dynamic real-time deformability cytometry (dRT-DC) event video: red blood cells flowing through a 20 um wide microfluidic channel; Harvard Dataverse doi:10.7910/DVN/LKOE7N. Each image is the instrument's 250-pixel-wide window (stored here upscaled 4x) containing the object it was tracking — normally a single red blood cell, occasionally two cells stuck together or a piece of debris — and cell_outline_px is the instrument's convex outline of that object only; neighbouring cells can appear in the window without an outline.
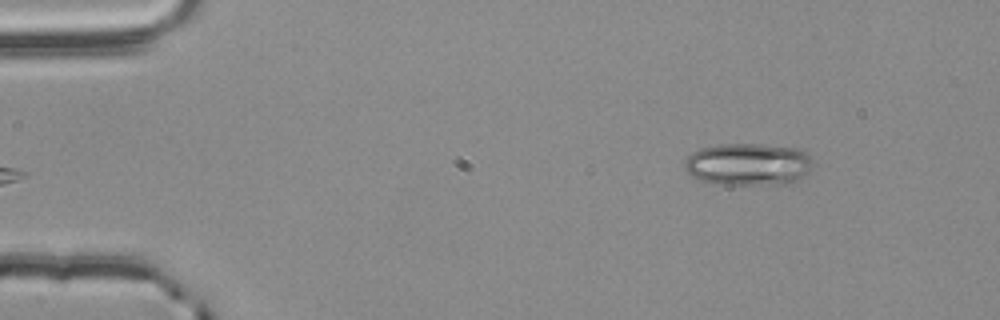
{"species": "common noctule bat (a hibernating species)", "species_latin": "Nyctalus noctula", "temperature_condition": "room temperature", "stored_images_in_passage": 50, "camera_frame_rate_fps": 3000, "um_per_image_px": 0.085, "animal": {"sex": "male", "body_mass_g": 20.4}, "frame": {"image": 1, "passage_image": 2, "time_ms": 0.333, "image_size_px": [1000, 320], "cell_outline_px": [[816, 164], [800, 180], [792, 184], [720, 184], [696, 180], [684, 168], [684, 160], [692, 152], [700, 148], [720, 144], [760, 144], [800, 148]], "centroid_in_image_um": [63.62, 13.97], "position_along_channel_um": 21.4, "area_um2": 32.14}}
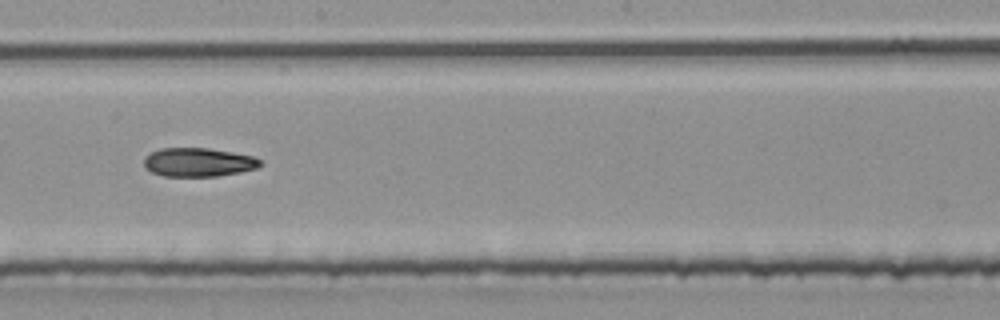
{"frame": {"image": 2, "passage_image": 26, "time_ms": 8.333, "image_size_px": [1000, 320], "cell_outline_px": [[260, 164], [256, 168], [240, 172], [216, 176], [164, 176], [152, 172], [144, 164], [144, 160], [152, 152], [160, 148], [208, 148], [232, 152], [252, 156], [260, 160]], "centroid_in_image_um": [16.86, 13.79], "position_along_channel_um": 231.3, "area_um2": 19.13}}
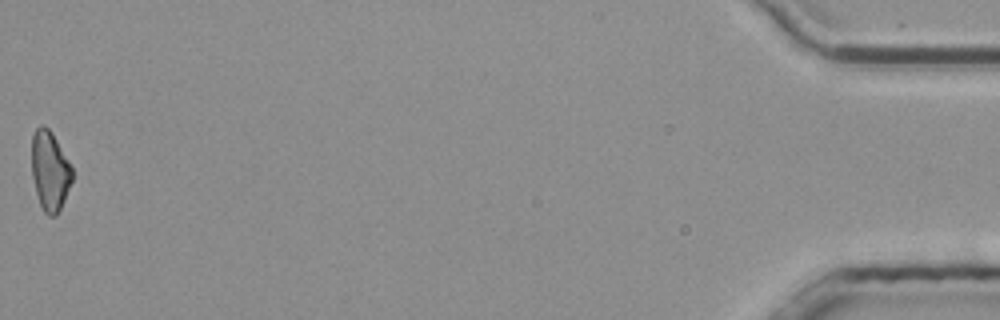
{"frame": {"image": 3, "passage_image": 50, "time_ms": 16.333, "image_size_px": [1000, 320], "cell_outline_px": [[72, 180], [64, 200], [56, 216], [48, 216], [44, 212], [40, 204], [36, 192], [32, 176], [32, 136], [36, 128], [40, 124], [44, 124], [52, 132], [68, 160], [72, 168]], "centroid_in_image_um": [4.23, 14.5], "position_along_channel_um": 431.0, "area_um2": 18.67}}